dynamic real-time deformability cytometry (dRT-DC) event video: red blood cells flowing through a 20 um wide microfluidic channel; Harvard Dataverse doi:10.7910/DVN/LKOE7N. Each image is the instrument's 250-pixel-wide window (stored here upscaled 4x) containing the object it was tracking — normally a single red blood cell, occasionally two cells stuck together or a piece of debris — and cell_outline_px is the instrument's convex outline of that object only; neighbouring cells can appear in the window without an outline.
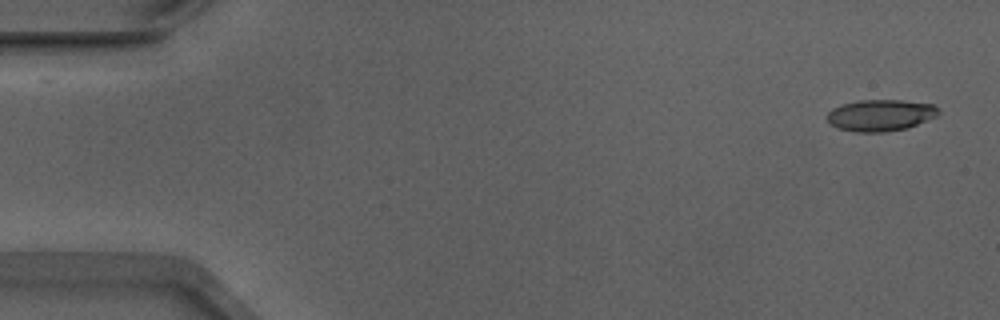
{"species": "Egyptian fruit bat (a non-hibernating species)", "species_latin": "Rousettus aegyptiacus", "temperature_condition": "warm", "stored_images_in_passage": 53, "segment_of_instrument_passage": [1, 2], "camera_frame_rate_fps": 3000, "um_per_image_px": 0.085, "animal": {"sex": "male"}, "frame": {"image": 1, "passage_image": 1, "time_ms": 0.0, "image_size_px": [1000, 320], "cell_outline_px": [[940, 112], [936, 116], [908, 128], [884, 132], [856, 132], [836, 128], [824, 116], [832, 108], [840, 104], [856, 100], [900, 100], [936, 104]], "centroid_in_image_um": [74.82, 9.79], "position_along_channel_um": 10.2, "area_um2": 20.75}}
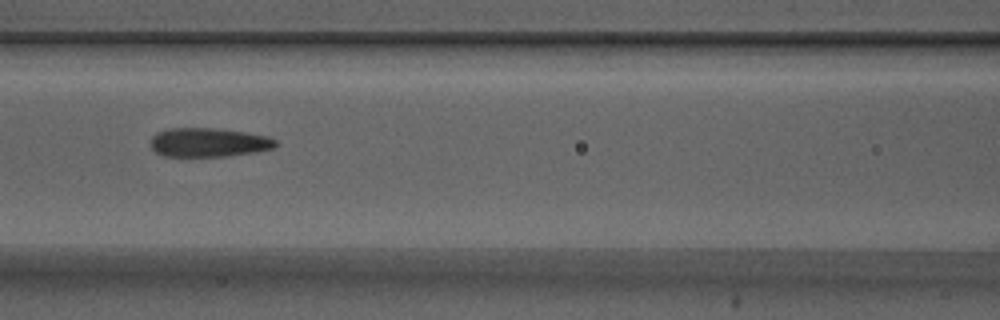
{"frame": {"image": 2, "passage_image": 22, "time_ms": 7.0, "image_size_px": [1000, 320], "cell_outline_px": [[276, 144], [272, 148], [256, 152], [224, 156], [164, 156], [156, 152], [152, 148], [152, 136], [156, 132], [168, 128], [216, 128], [244, 132], [268, 136], [276, 140]], "centroid_in_image_um": [17.71, 12.1], "position_along_channel_um": 148.9, "area_um2": 20.98}}
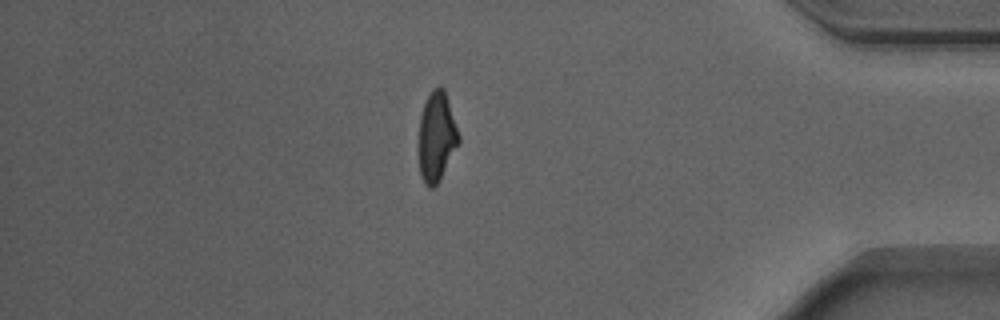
{"frame": {"image": 3, "passage_image": 44, "time_ms": 14.333, "image_size_px": [1000, 320], "cell_outline_px": [[460, 140], [440, 180], [432, 188], [428, 188], [424, 184], [420, 176], [420, 116], [424, 104], [432, 88], [440, 84], [444, 88], [460, 136]], "centroid_in_image_um": [37.12, 11.61], "position_along_channel_um": 398.1, "area_um2": 20.63}}